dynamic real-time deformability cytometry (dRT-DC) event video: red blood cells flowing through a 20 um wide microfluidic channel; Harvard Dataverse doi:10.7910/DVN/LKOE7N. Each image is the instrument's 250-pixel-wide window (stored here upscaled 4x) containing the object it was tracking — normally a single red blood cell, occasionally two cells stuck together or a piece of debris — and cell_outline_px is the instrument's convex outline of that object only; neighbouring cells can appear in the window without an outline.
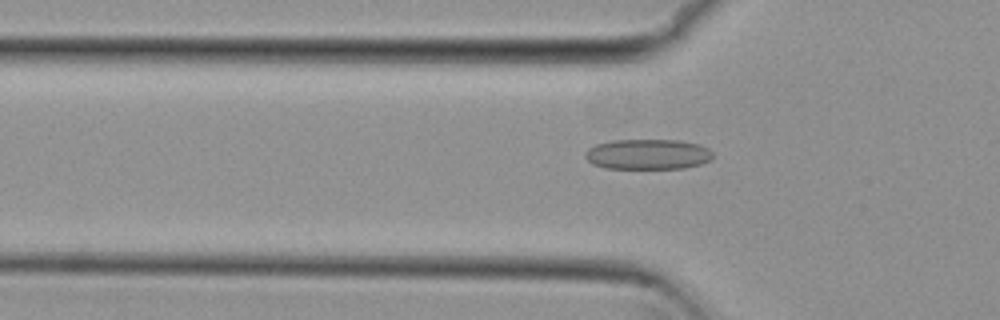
{"species": "common noctule bat (a hibernating species)", "species_latin": "Nyctalus noctula", "temperature_condition": "cold", "stored_images_in_passage": 38, "camera_frame_rate_fps": 3000, "um_per_image_px": 0.085, "animal": {"sex": "female", "body_mass_g": 29.2, "forearm_length_mm": 56.3}, "frame": {"image": 1, "passage_image": 7, "time_ms": 2.0, "image_size_px": [1000, 320], "cell_outline_px": [[712, 156], [708, 160], [700, 164], [684, 168], [604, 168], [592, 164], [584, 156], [584, 152], [588, 148], [596, 144], [612, 140], [680, 140], [700, 144], [708, 148], [712, 152]], "centroid_in_image_um": [55.03, 13.1], "position_along_channel_um": 70.8, "area_um2": 22.6}}
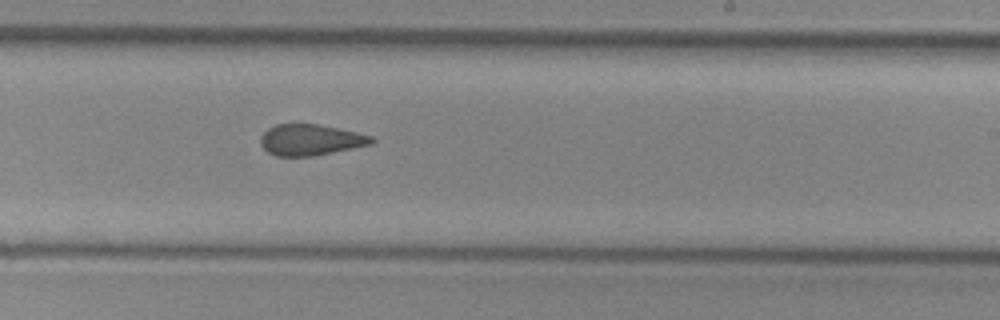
{"frame": {"image": 2, "passage_image": 22, "time_ms": 7.0, "image_size_px": [1000, 320], "cell_outline_px": [[376, 140], [372, 144], [312, 156], [276, 156], [268, 152], [260, 144], [260, 136], [268, 128], [276, 124], [316, 124], [356, 132], [372, 136]], "centroid_in_image_um": [26.37, 11.89], "position_along_channel_um": 262.6, "area_um2": 19.94}}
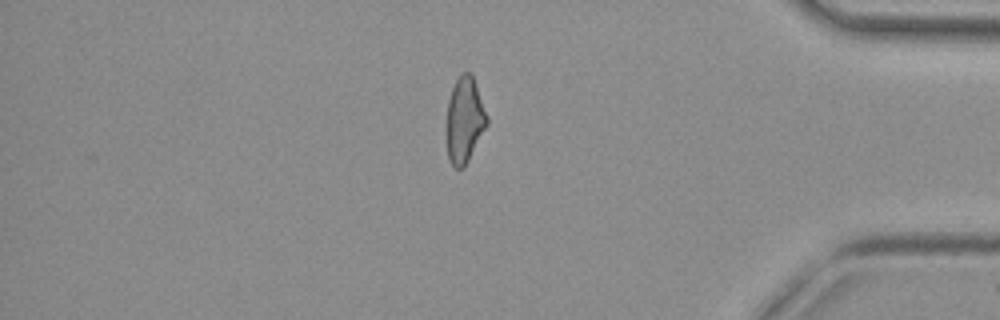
{"frame": {"image": 3, "passage_image": 35, "time_ms": 11.333, "image_size_px": [1000, 320], "cell_outline_px": [[488, 124], [464, 168], [456, 168], [448, 160], [444, 132], [448, 100], [452, 88], [460, 72], [472, 72], [488, 116]], "centroid_in_image_um": [39.46, 10.2], "position_along_channel_um": 395.7, "area_um2": 20.92}, "authors_computed_cell_mechanics": {"area_um2": 20.9814, "velocity_mm_per_s": 3.8298, "shape_relaxation_time_tau1_ms": null, "shape_relaxation_time_tau2_ms": 2.4882, "deformation_change_tau1": null, "deformation_change_tau2": 0.0916}}